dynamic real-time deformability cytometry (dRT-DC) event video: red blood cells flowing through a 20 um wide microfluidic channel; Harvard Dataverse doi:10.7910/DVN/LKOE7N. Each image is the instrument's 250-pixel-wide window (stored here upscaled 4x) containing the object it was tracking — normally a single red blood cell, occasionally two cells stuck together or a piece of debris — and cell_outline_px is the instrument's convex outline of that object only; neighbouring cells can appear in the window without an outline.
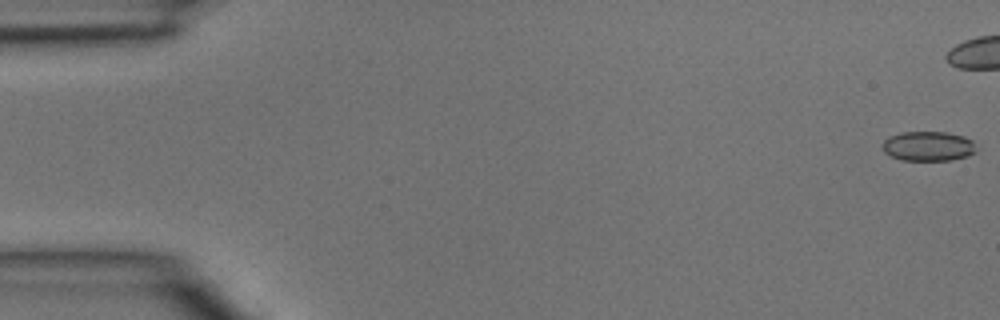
{"species": "common noctule bat (a hibernating species)", "species_latin": "Nyctalus noctula", "temperature_condition": "room temperature", "stored_images_in_passage": 5, "camera_frame_rate_fps": 3000, "um_per_image_px": 0.085, "animal": {"sex": "male", "body_mass_g": 15.6}, "frame": {"image": 1, "passage_image": 1, "time_ms": 0.0, "image_size_px": [1000, 320], "cell_outline_px": [[976, 152], [968, 156], [952, 160], [900, 160], [884, 152], [884, 140], [888, 136], [900, 132], [948, 132], [964, 136], [972, 140]], "centroid_in_image_um": [78.91, 12.42], "position_along_channel_um": 6.1, "area_um2": 16.24}}
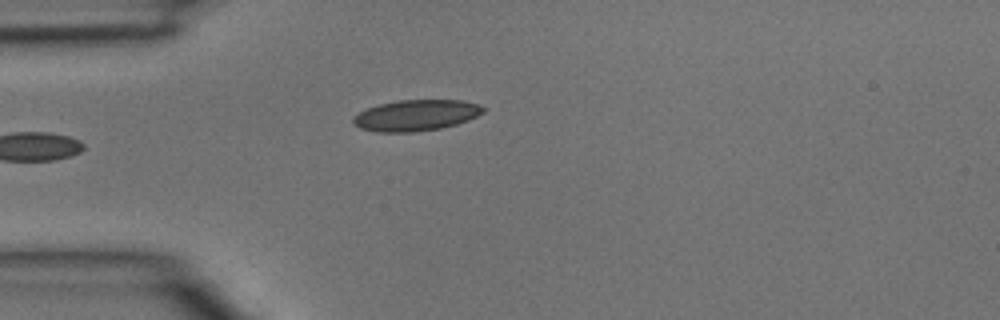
{"frame": {"image": 2, "passage_image": 5, "time_ms": 1.333, "image_size_px": [1000, 320], "cell_outline_px": [[488, 108], [484, 112], [468, 120], [456, 124], [440, 128], [412, 132], [376, 132], [360, 128], [352, 124], [352, 116], [368, 108], [380, 104], [400, 100], [460, 100], [480, 104]], "centroid_in_image_um": [35.37, 9.8], "position_along_channel_um": 49.6, "area_um2": 23.58}}